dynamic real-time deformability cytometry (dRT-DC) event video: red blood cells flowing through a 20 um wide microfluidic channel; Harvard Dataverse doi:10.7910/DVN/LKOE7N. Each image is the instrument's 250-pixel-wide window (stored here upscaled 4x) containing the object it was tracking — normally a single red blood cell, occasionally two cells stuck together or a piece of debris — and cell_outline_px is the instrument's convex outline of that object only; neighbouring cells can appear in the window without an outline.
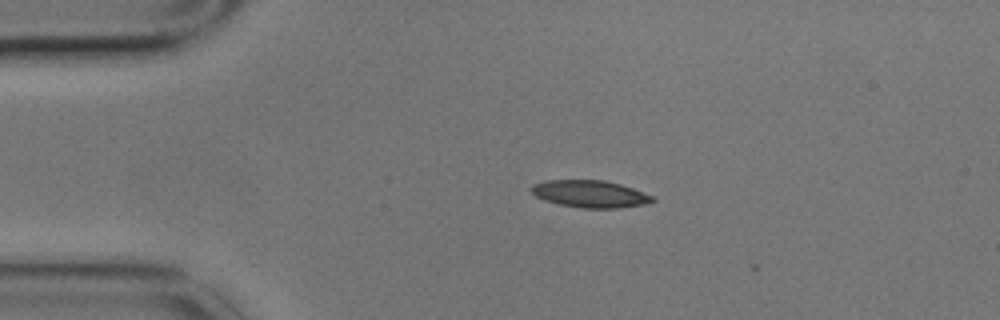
{"species": "common noctule bat (a hibernating species)", "species_latin": "Nyctalus noctula", "temperature_condition": "cold", "stored_images_in_passage": 2, "camera_frame_rate_fps": 3000, "um_per_image_px": 0.085, "animal": {"sex": "male", "body_mass_g": 17.9}, "frame": {"image": 1, "passage_image": 1, "time_ms": 0.0, "image_size_px": [1000, 320], "cell_outline_px": [[656, 200], [644, 204], [620, 208], [580, 208], [560, 204], [544, 200], [536, 196], [528, 188], [532, 184], [548, 180], [604, 180], [620, 184], [632, 188], [652, 196]], "centroid_in_image_um": [50.12, 16.48], "position_along_channel_um": 34.9, "area_um2": 19.13}}